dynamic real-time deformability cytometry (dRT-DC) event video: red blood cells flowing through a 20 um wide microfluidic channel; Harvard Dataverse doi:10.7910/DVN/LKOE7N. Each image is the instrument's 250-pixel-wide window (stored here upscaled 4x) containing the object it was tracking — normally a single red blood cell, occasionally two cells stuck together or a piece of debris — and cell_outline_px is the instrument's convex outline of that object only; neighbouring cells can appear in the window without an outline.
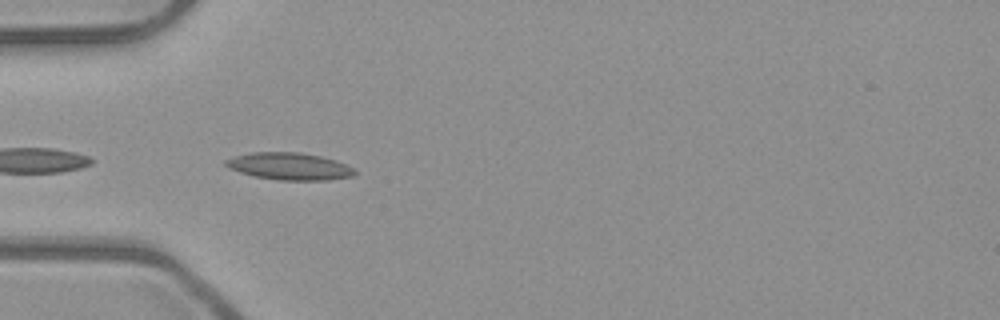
{"species": "common noctule bat (a hibernating species)", "species_latin": "Nyctalus noctula", "temperature_condition": "room temperature", "stored_images_in_passage": 24, "camera_frame_rate_fps": 3000, "um_per_image_px": 0.085, "animal": {"sex": "male", "body_mass_g": 23.1, "forearm_length_mm": 52.7}, "frame": {"image": 1, "passage_image": 17, "time_ms": 5.333, "image_size_px": [1000, 320], "cell_outline_px": [[356, 172], [352, 176], [328, 180], [280, 180], [252, 176], [228, 168], [224, 164], [224, 160], [236, 156], [252, 152], [300, 152], [320, 156], [336, 160], [352, 168]], "centroid_in_image_um": [24.56, 14.13], "position_along_channel_um": 60.4, "area_um2": 20.35}}
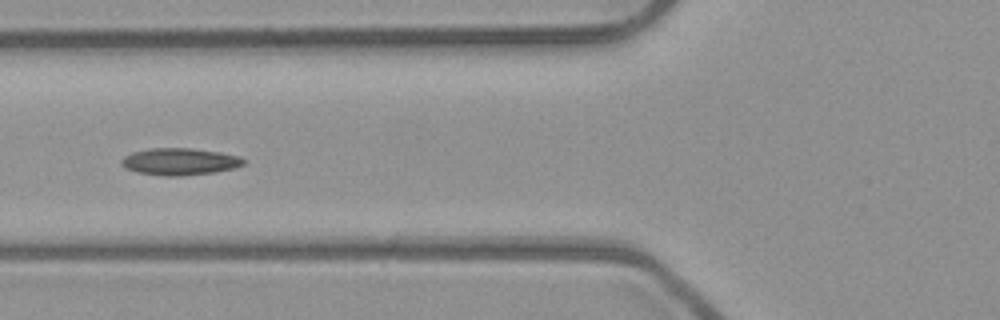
{"frame": {"image": 2, "passage_image": 21, "time_ms": 6.667, "image_size_px": [1000, 320], "cell_outline_px": [[248, 160], [244, 164], [232, 168], [216, 172], [180, 176], [164, 176], [136, 172], [124, 168], [120, 164], [120, 160], [124, 156], [132, 152], [152, 148], [192, 148], [220, 152], [240, 156]], "centroid_in_image_um": [15.27, 13.73], "position_along_channel_um": 110.5, "area_um2": 19.42}}